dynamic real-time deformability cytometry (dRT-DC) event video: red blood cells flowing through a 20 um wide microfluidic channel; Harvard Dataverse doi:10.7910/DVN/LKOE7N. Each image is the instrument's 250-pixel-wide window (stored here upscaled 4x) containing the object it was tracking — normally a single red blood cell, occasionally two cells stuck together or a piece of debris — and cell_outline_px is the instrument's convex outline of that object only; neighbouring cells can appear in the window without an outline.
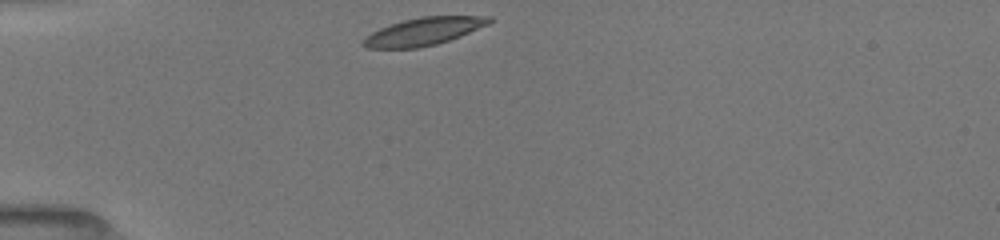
{"species": "common noctule bat (a hibernating species)", "species_latin": "Nyctalus noctula", "temperature_condition": "room temperature", "stored_images_in_passage": 34, "camera_frame_rate_fps": 3000, "um_per_image_px": 0.085, "animal": {"sex": "female", "body_mass_g": 19.5, "forearm_length_mm": 54.1}, "frame": {"image": 1, "passage_image": 1, "time_ms": 0.0, "image_size_px": [1000, 240], "cell_outline_px": [[492, 20], [488, 24], [460, 36], [436, 44], [420, 48], [364, 48], [360, 44], [360, 40], [364, 36], [380, 28], [404, 20], [420, 16], [492, 16]], "centroid_in_image_um": [35.94, 2.68], "position_along_channel_um": 49.1, "area_um2": 20.35}}
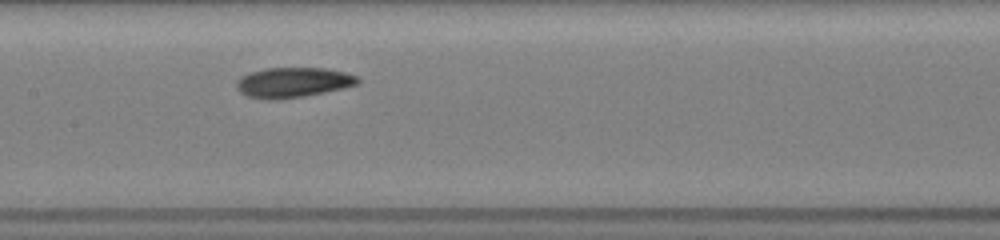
{"frame": {"image": 2, "passage_image": 13, "time_ms": 4.0, "image_size_px": [1000, 240], "cell_outline_px": [[360, 80], [356, 84], [344, 88], [304, 96], [276, 100], [268, 100], [248, 96], [240, 92], [236, 88], [236, 80], [240, 76], [248, 72], [268, 68], [324, 68], [344, 72], [356, 76]], "centroid_in_image_um": [24.85, 7.01], "position_along_channel_um": 182.5, "area_um2": 21.27}}
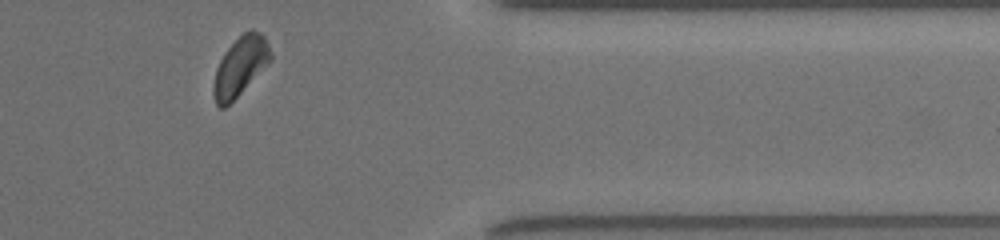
{"frame": {"image": 3, "passage_image": 30, "time_ms": 9.667, "image_size_px": [1000, 240], "cell_outline_px": [[272, 60], [224, 108], [220, 108], [216, 104], [212, 92], [212, 84], [216, 68], [224, 52], [244, 32], [252, 28], [260, 32], [264, 36], [272, 52]], "centroid_in_image_um": [20.41, 5.62], "position_along_channel_um": 391.0, "area_um2": 19.42}, "authors_computed_cell_mechanics": {"area_um2": 20.808, "velocity_mm_per_s": 3.9391, "shape_relaxation_time_tau1_ms": 3.3715, "shape_relaxation_time_tau2_ms": 9.7384, "deformation_change_tau1": 0.1007, "deformation_change_tau2": 0.1625}}